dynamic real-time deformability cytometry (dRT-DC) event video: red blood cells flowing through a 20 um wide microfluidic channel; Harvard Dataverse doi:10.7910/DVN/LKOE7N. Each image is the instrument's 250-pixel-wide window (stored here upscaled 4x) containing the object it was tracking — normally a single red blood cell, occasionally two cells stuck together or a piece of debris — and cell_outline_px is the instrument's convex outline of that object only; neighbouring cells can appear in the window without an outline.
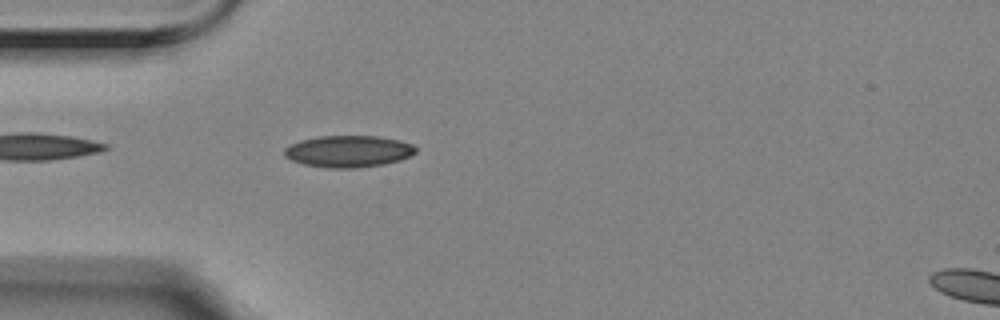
{"species": "Egyptian fruit bat (a non-hibernating species)", "species_latin": "Rousettus aegyptiacus", "temperature_condition": "room temperature", "stored_images_in_passage": 43, "camera_frame_rate_fps": 3000, "um_per_image_px": 0.085, "animal": {"sex": "female"}, "frame": {"image": 1, "passage_image": 3, "time_ms": 0.667, "image_size_px": [1000, 320], "cell_outline_px": [[416, 152], [400, 160], [384, 164], [356, 168], [328, 168], [304, 164], [292, 160], [284, 156], [284, 148], [300, 140], [320, 136], [380, 136], [412, 144], [416, 148]], "centroid_in_image_um": [29.6, 12.86], "position_along_channel_um": 55.4, "area_um2": 24.16}}
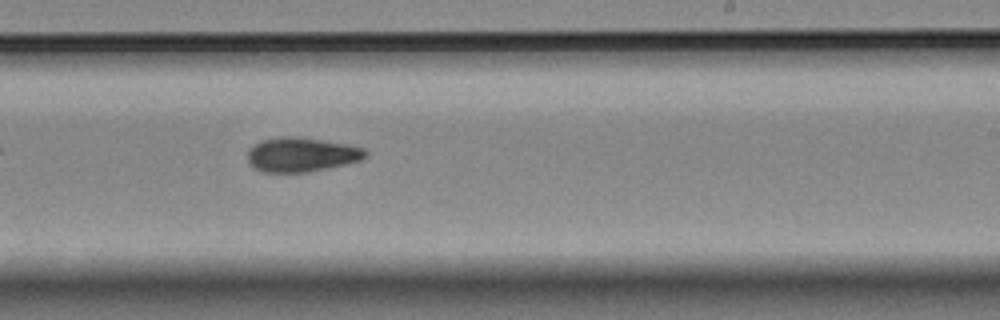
{"frame": {"image": 2, "passage_image": 21, "time_ms": 6.667, "image_size_px": [1000, 320], "cell_outline_px": [[368, 156], [360, 160], [344, 164], [308, 172], [260, 172], [248, 160], [248, 152], [260, 140], [284, 136], [296, 136], [348, 144], [364, 148], [368, 152]], "centroid_in_image_um": [25.65, 13.13], "position_along_channel_um": 263.3, "area_um2": 23.41}}
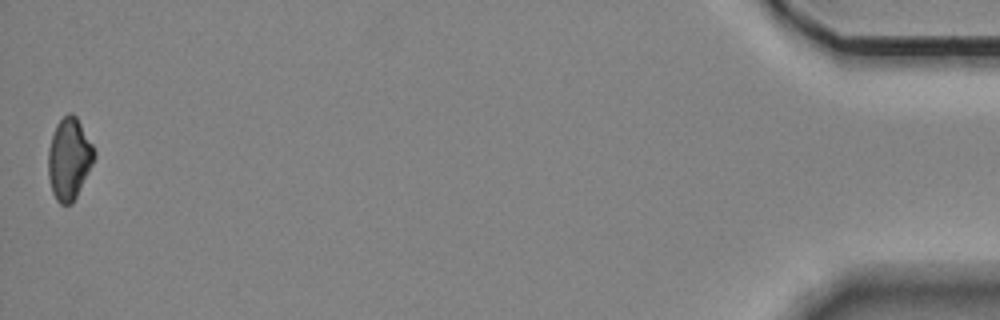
{"frame": {"image": 3, "passage_image": 43, "time_ms": 14.0, "image_size_px": [1000, 320], "cell_outline_px": [[96, 156], [72, 204], [60, 204], [56, 200], [52, 192], [48, 176], [48, 148], [56, 124], [68, 112], [72, 112], [76, 116], [92, 144], [96, 152]], "centroid_in_image_um": [5.86, 13.49], "position_along_channel_um": 429.3, "area_um2": 21.79}, "authors_computed_cell_mechanics": {"area_um2": 22.9466, "velocity_mm_per_s": 3.5298, "shape_relaxation_time_tau1_ms": null, "shape_relaxation_time_tau2_ms": 5.6279, "deformation_change_tau1": null, "deformation_change_tau2": 0.1097}}